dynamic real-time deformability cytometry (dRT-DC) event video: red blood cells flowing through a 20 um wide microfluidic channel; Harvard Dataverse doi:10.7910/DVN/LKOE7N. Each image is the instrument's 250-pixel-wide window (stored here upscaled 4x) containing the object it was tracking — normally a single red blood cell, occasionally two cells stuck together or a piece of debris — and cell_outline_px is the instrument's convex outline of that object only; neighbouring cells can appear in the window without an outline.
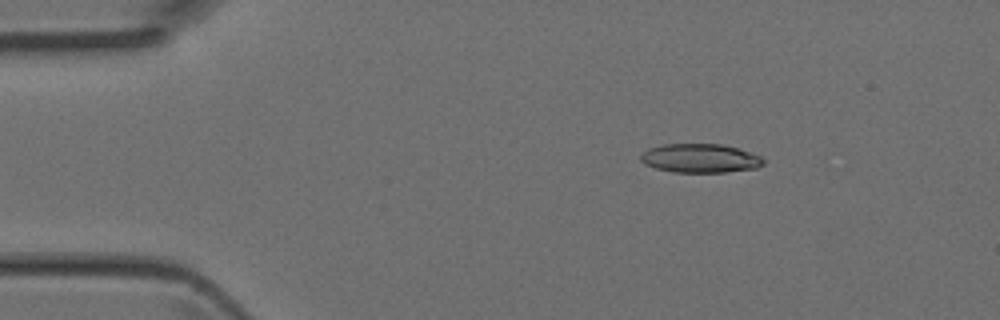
{"species": "Egyptian fruit bat (a non-hibernating species)", "species_latin": "Rousettus aegyptiacus", "temperature_condition": "room temperature", "stored_images_in_passage": 6, "camera_frame_rate_fps": 3000, "um_per_image_px": 0.085, "animal": {"sex": "female"}, "frame": {"image": 1, "passage_image": 2, "time_ms": 0.333, "image_size_px": [1000, 320], "cell_outline_px": [[764, 164], [756, 168], [728, 172], [672, 172], [656, 168], [644, 164], [640, 160], [640, 156], [648, 148], [664, 144], [720, 144], [740, 148], [760, 156], [764, 160]], "centroid_in_image_um": [59.52, 13.45], "position_along_channel_um": 25.5, "area_um2": 20.75}}
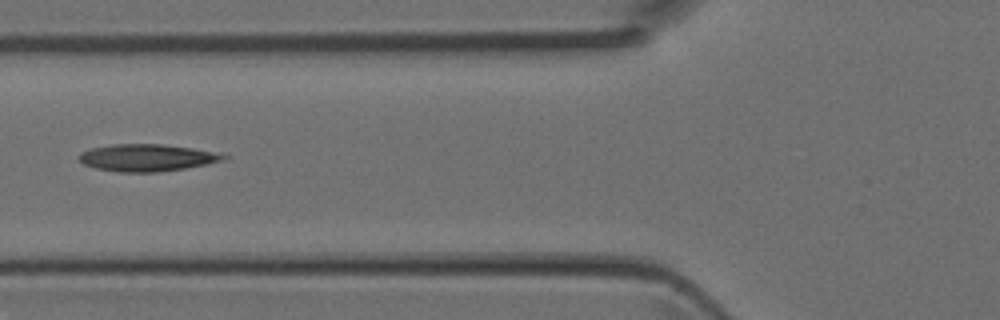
{"frame": {"image": 2, "passage_image": 5, "time_ms": 1.333, "image_size_px": [1000, 320], "cell_outline_px": [[228, 160], [208, 164], [184, 168], [156, 172], [120, 172], [96, 168], [84, 164], [76, 156], [80, 152], [92, 148], [112, 144], [160, 144], [192, 148], [212, 152], [228, 156]], "centroid_in_image_um": [12.48, 13.4], "position_along_channel_um": 113.3, "area_um2": 22.72}}
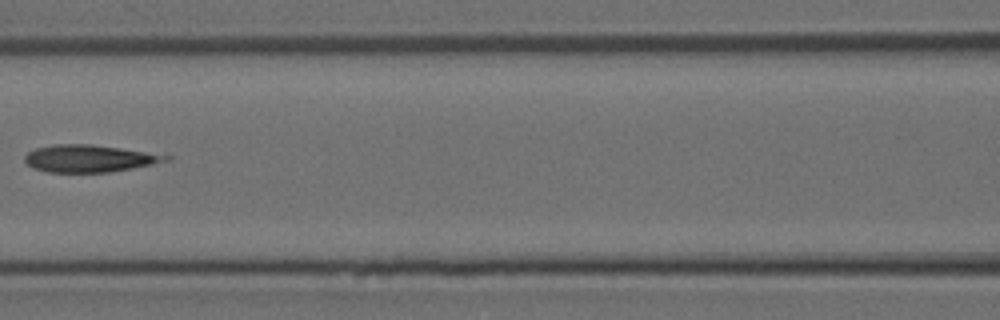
{"frame": {"image": 3, "passage_image": 6, "time_ms": 1.667, "image_size_px": [1000, 320], "cell_outline_px": [[172, 160], [132, 168], [108, 172], [48, 172], [32, 168], [24, 160], [24, 156], [28, 152], [36, 148], [52, 144], [92, 144], [120, 148], [172, 156]], "centroid_in_image_um": [7.57, 13.47], "position_along_channel_um": 159.0, "area_um2": 22.31}}